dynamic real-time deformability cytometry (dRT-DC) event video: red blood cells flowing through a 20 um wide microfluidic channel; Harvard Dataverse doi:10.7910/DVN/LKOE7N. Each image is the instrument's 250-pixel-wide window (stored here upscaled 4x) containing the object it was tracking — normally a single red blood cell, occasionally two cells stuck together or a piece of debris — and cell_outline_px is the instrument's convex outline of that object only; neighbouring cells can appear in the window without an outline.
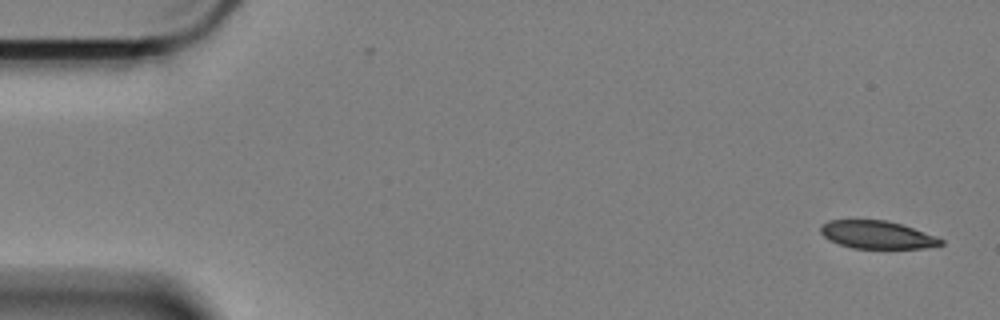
{"species": "Egyptian fruit bat (a non-hibernating species)", "species_latin": "Rousettus aegyptiacus", "temperature_condition": "cold", "stored_images_in_passage": 58, "camera_frame_rate_fps": 3000, "um_per_image_px": 0.085, "animal": {"sex": "female"}, "frame": {"image": 1, "passage_image": 1, "time_ms": 0.0, "image_size_px": [1000, 320], "cell_outline_px": [[944, 244], [924, 248], [852, 248], [828, 240], [820, 232], [820, 224], [828, 220], [888, 220], [936, 236], [944, 240]], "centroid_in_image_um": [74.52, 19.95], "position_along_channel_um": 10.5, "area_um2": 19.48}}
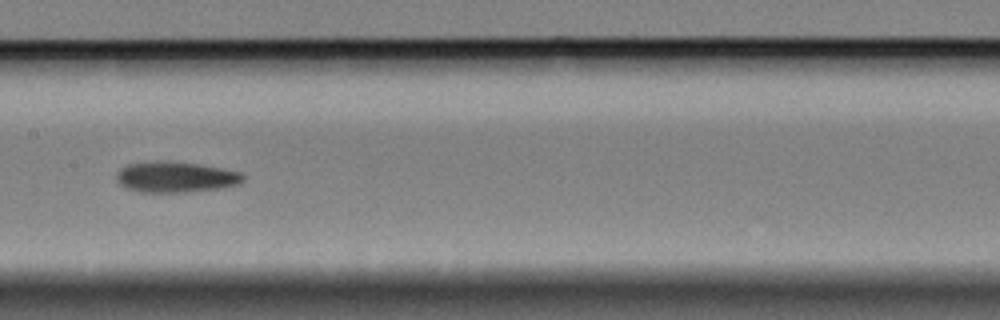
{"frame": {"image": 2, "passage_image": 28, "time_ms": 9.0, "image_size_px": [1000, 320], "cell_outline_px": [[244, 180], [240, 184], [220, 188], [188, 192], [140, 192], [124, 188], [116, 180], [116, 172], [120, 168], [128, 164], [152, 160], [168, 160], [200, 164], [240, 172], [244, 176]], "centroid_in_image_um": [14.88, 15.03], "position_along_channel_um": 192.5, "area_um2": 23.12}}
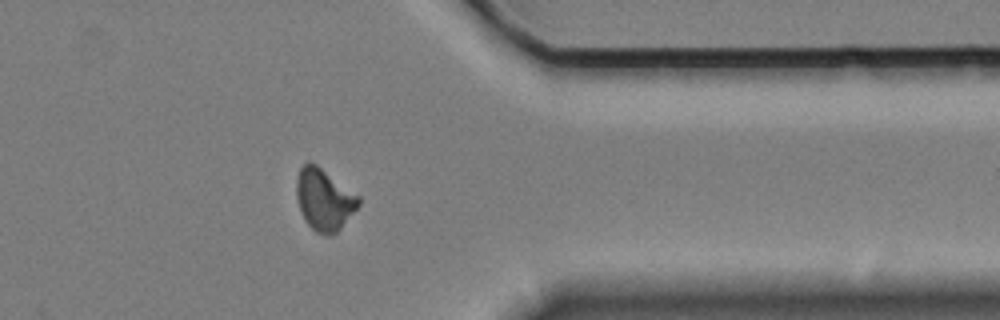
{"frame": {"image": 3, "passage_image": 46, "time_ms": 15.0, "image_size_px": [1000, 320], "cell_outline_px": [[360, 204], [340, 228], [332, 236], [328, 236], [316, 232], [304, 220], [300, 212], [296, 196], [296, 180], [300, 168], [308, 160], [316, 164], [360, 196]], "centroid_in_image_um": [27.53, 16.96], "position_along_channel_um": 383.9, "area_um2": 22.37}, "authors_computed_cell_mechanics": {"area_um2": 21.9351, "velocity_mm_per_s": 3.3846, "shape_relaxation_time_tau1_ms": 6.8786, "shape_relaxation_time_tau2_ms": null, "deformation_change_tau1": 0.1417, "deformation_change_tau2": null}}